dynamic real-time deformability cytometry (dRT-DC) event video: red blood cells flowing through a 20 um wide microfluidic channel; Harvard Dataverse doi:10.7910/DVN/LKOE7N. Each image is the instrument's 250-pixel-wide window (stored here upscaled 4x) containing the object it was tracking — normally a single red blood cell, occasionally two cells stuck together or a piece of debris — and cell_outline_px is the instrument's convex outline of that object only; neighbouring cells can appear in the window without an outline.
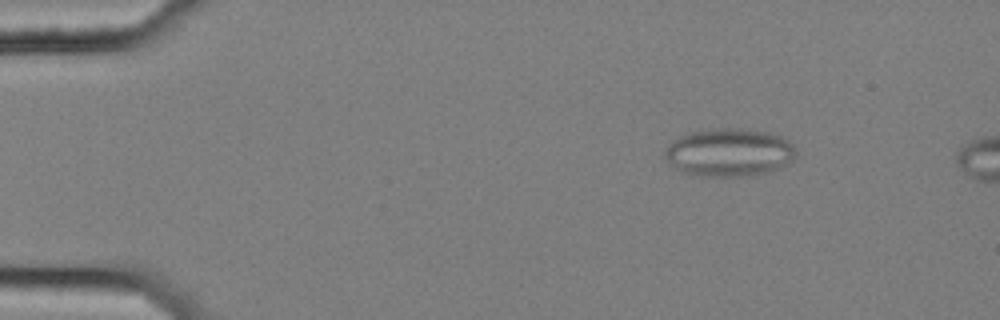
{"species": "common noctule bat (a hibernating species)", "species_latin": "Nyctalus noctula", "temperature_condition": "cold", "stored_images_in_passage": 13, "camera_frame_rate_fps": 3000, "um_per_image_px": 0.085, "animal": {"sex": "female", "body_mass_g": 25.1}, "frame": {"image": 1, "passage_image": 8, "time_ms": 2.333, "image_size_px": [1000, 320], "cell_outline_px": [[796, 156], [788, 164], [768, 172], [740, 176], [700, 176], [680, 172], [664, 156], [664, 152], [668, 144], [672, 140], [680, 136], [692, 132], [712, 128], [740, 128], [768, 132], [780, 136], [788, 140], [796, 148]], "centroid_in_image_um": [61.98, 12.95], "position_along_channel_um": 23.0, "area_um2": 36.82}}